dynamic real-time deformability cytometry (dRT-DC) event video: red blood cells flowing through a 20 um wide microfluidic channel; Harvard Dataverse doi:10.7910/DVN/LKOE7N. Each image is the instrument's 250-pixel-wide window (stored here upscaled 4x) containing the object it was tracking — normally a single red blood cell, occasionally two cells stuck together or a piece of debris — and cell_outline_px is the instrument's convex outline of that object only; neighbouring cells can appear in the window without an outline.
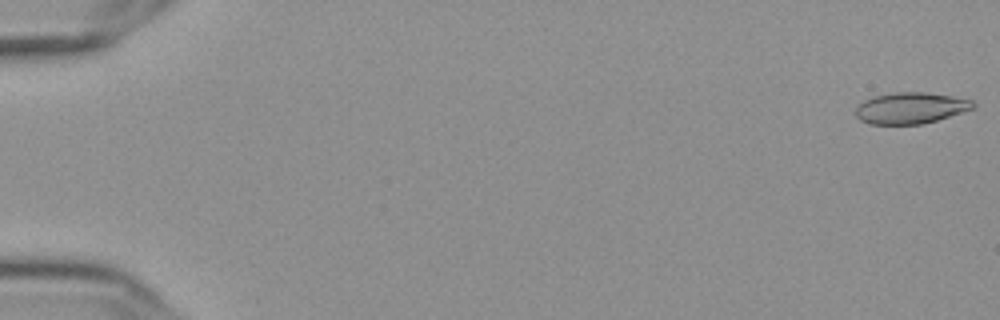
{"species": "Egyptian fruit bat (a non-hibernating species)", "species_latin": "Rousettus aegyptiacus", "temperature_condition": "cold", "stored_images_in_passage": 57, "camera_frame_rate_fps": 3000, "um_per_image_px": 0.085, "frame": {"image": 1, "passage_image": 1, "time_ms": 0.0, "image_size_px": [1000, 320], "cell_outline_px": [[976, 104], [972, 108], [936, 120], [920, 124], [868, 124], [860, 120], [856, 116], [856, 108], [864, 100], [872, 96], [896, 92], [924, 92], [952, 96], [972, 100]], "centroid_in_image_um": [77.36, 9.17], "position_along_channel_um": 7.6, "area_um2": 21.15}}
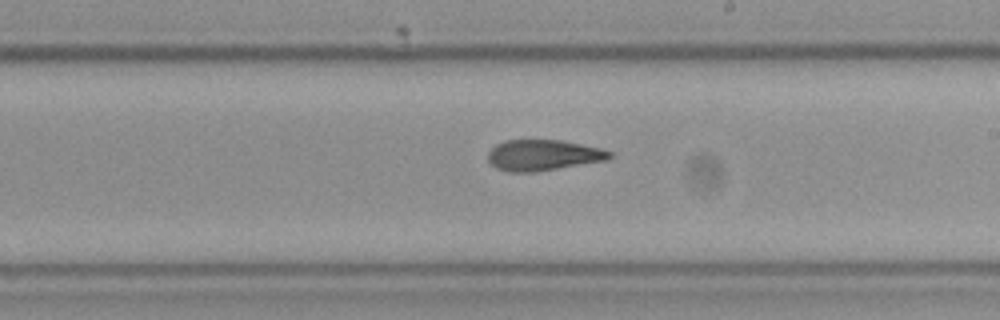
{"frame": {"image": 2, "passage_image": 34, "time_ms": 11.0, "image_size_px": [1000, 320], "cell_outline_px": [[612, 156], [608, 160], [536, 172], [508, 172], [496, 168], [488, 160], [488, 152], [496, 144], [504, 140], [560, 140], [600, 148], [612, 152]], "centroid_in_image_um": [46.16, 13.19], "position_along_channel_um": 242.8, "area_um2": 21.91}}
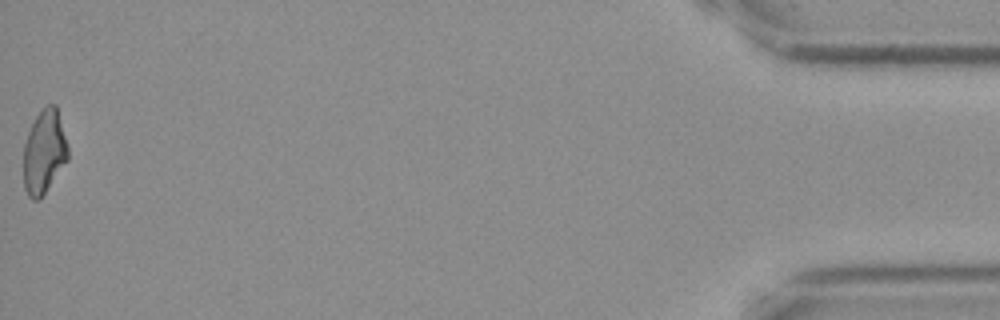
{"frame": {"image": 3, "passage_image": 57, "time_ms": 18.667, "image_size_px": [1000, 320], "cell_outline_px": [[68, 160], [40, 200], [32, 200], [28, 196], [24, 188], [24, 144], [28, 132], [36, 116], [48, 104], [56, 104], [68, 148]], "centroid_in_image_um": [3.75, 12.95], "position_along_channel_um": 431.4, "area_um2": 21.62}, "authors_computed_cell_mechanics": {"area_um2": 22.1952, "velocity_mm_per_s": 3.6357, "shape_relaxation_time_tau1_ms": 9.3598, "shape_relaxation_time_tau2_ms": 2.6021, "deformation_change_tau1": 0.2515, "deformation_change_tau2": 0.1155}}